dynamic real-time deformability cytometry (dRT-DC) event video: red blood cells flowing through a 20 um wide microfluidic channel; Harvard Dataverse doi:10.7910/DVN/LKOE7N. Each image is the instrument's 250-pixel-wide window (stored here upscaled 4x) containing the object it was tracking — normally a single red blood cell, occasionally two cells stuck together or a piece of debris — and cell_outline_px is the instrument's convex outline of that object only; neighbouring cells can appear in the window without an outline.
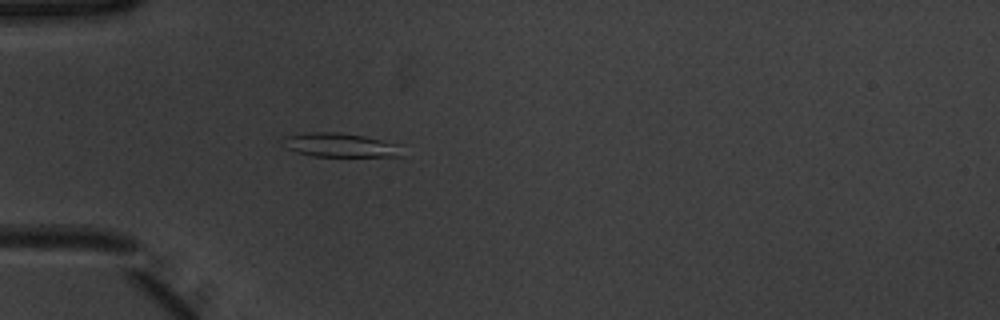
{"species": "common noctule bat (a hibernating species)", "species_latin": "Nyctalus noctula", "temperature_condition": "warm", "stored_images_in_passage": 37, "camera_frame_rate_fps": 3000, "um_per_image_px": 0.085, "animal": {"sex": "male", "body_mass_g": 20.1, "forearm_length_mm": 53.5}, "frame": {"image": 1, "passage_image": 1, "time_ms": 0.0, "image_size_px": [1000, 320], "cell_outline_px": [[404, 156], [312, 156], [296, 152], [288, 148], [284, 136], [308, 132], [340, 132], [364, 136], [400, 144]], "centroid_in_image_um": [28.98, 12.33], "position_along_channel_um": 56.0, "area_um2": 16.53}}
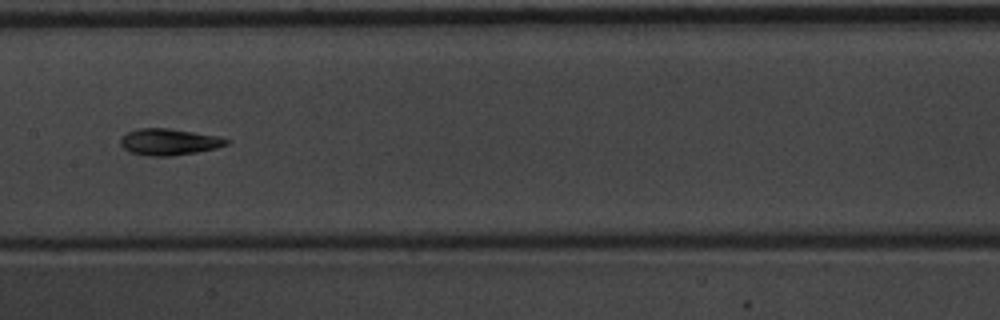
{"frame": {"image": 2, "passage_image": 12, "time_ms": 3.667, "image_size_px": [1000, 320], "cell_outline_px": [[232, 140], [228, 144], [216, 148], [196, 152], [172, 156], [148, 156], [128, 152], [120, 144], [120, 140], [128, 132], [140, 128], [168, 128], [220, 136]], "centroid_in_image_um": [14.4, 12.06], "position_along_channel_um": 193.0, "area_um2": 16.42}}
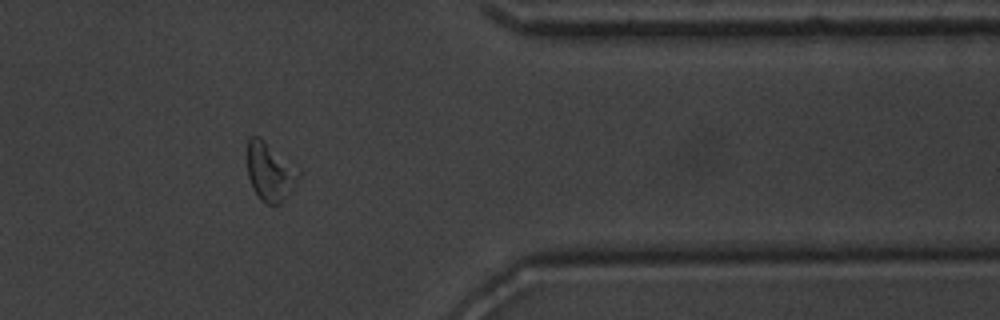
{"frame": {"image": 3, "passage_image": 28, "time_ms": 9.0, "image_size_px": [1000, 320], "cell_outline_px": [[300, 180], [280, 204], [268, 204], [260, 200], [252, 188], [248, 176], [244, 156], [248, 136], [260, 136], [300, 172]], "centroid_in_image_um": [22.87, 14.58], "position_along_channel_um": 388.5, "area_um2": 17.86}, "authors_computed_cell_mechanics": {"area_um2": 16.0684, "velocity_mm_per_s": 3.9344, "shape_relaxation_time_tau1_ms": 5.5701, "shape_relaxation_time_tau2_ms": 3.4963, "deformation_change_tau1": 0.1441, "deformation_change_tau2": 0.1207}}